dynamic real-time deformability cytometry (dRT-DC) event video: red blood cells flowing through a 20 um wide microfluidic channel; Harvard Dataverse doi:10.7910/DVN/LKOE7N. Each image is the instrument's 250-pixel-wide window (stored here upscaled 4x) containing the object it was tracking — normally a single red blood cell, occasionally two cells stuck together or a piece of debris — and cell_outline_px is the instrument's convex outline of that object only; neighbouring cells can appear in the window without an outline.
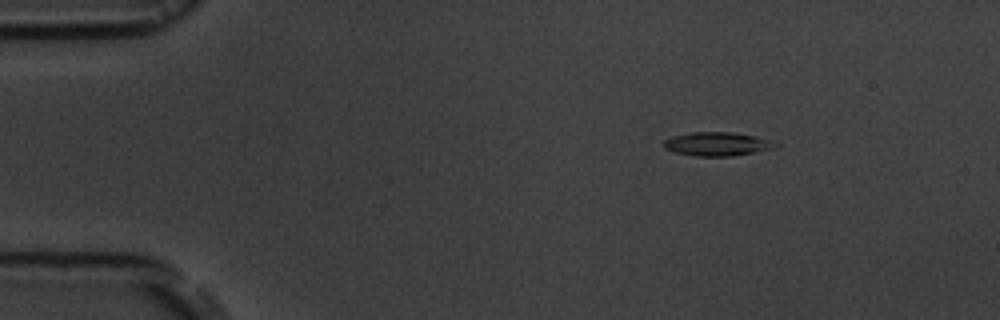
{"species": "common noctule bat (a hibernating species)", "species_latin": "Nyctalus noctula", "temperature_condition": "room temperature", "stored_images_in_passage": 8, "camera_frame_rate_fps": 3000, "um_per_image_px": 0.085, "animal": {"sex": "male", "body_mass_g": 19.5, "forearm_length_mm": 54.6}, "frame": {"image": 1, "passage_image": 3, "time_ms": 2.333, "image_size_px": [1000, 320], "cell_outline_px": [[780, 144], [776, 148], [732, 156], [696, 156], [676, 152], [664, 148], [664, 140], [672, 136], [692, 132], [732, 132], [756, 136]], "centroid_in_image_um": [60.97, 12.23], "position_along_channel_um": 24.0, "area_um2": 15.37}}
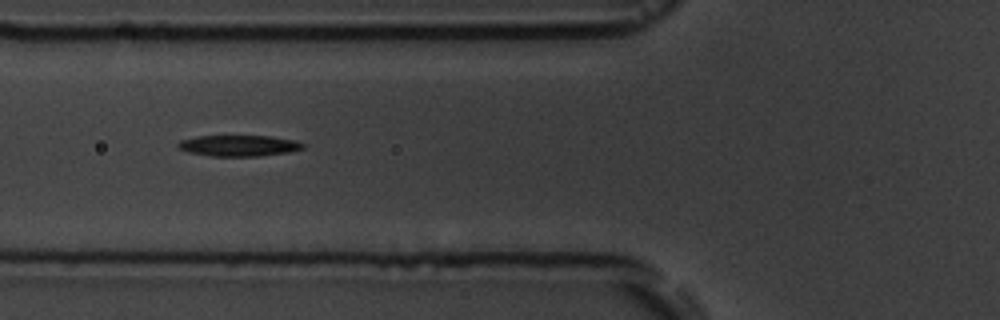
{"frame": {"image": 2, "passage_image": 7, "time_ms": 6.667, "image_size_px": [1000, 320], "cell_outline_px": [[304, 148], [288, 152], [260, 156], [212, 156], [188, 152], [176, 148], [176, 144], [180, 140], [196, 136], [272, 136], [296, 140], [304, 144]], "centroid_in_image_um": [20.27, 12.38], "position_along_channel_um": 105.5, "area_um2": 15.43}}
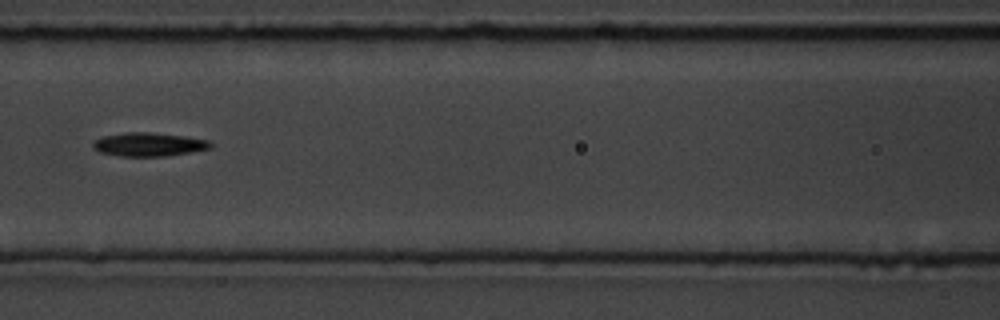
{"frame": {"image": 3, "passage_image": 8, "time_ms": 8.0, "image_size_px": [1000, 320], "cell_outline_px": [[212, 148], [168, 156], [120, 156], [100, 152], [92, 144], [96, 140], [104, 136], [124, 132], [148, 132], [184, 136], [208, 140], [212, 144]], "centroid_in_image_um": [12.68, 12.27], "position_along_channel_um": 153.9, "area_um2": 16.01}}